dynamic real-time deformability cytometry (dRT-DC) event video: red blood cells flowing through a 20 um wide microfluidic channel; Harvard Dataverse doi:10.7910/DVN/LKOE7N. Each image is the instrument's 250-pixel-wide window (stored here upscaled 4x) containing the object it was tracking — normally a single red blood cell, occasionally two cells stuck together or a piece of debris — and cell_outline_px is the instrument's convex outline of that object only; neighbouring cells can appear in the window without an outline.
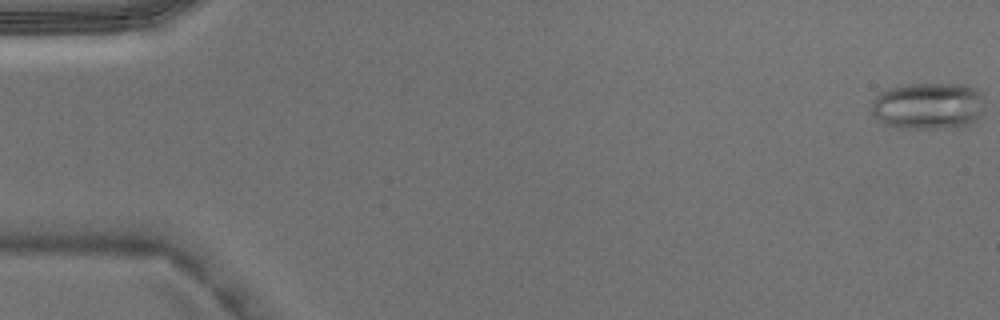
{"species": "Egyptian fruit bat (a non-hibernating species)", "species_latin": "Rousettus aegyptiacus", "temperature_condition": "warm", "stored_images_in_passage": 4, "camera_frame_rate_fps": 3000, "um_per_image_px": 0.085, "animal": {"sex": "male"}, "frame": {"image": 1, "passage_image": 4, "time_ms": 1.0, "image_size_px": [1000, 320], "cell_outline_px": [[984, 112], [972, 124], [964, 128], [900, 128], [884, 124], [872, 116], [872, 100], [880, 92], [888, 88], [908, 84], [964, 84], [976, 88], [980, 96], [984, 108]], "centroid_in_image_um": [78.9, 9.02], "position_along_channel_um": 6.1, "area_um2": 31.44}}